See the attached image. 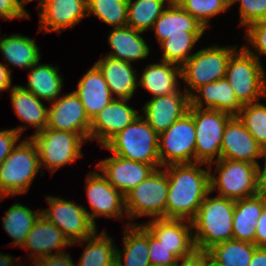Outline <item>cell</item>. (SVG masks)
I'll return each mask as SVG.
<instances>
[{
  "label": "cell",
  "instance_id": "obj_1",
  "mask_svg": "<svg viewBox=\"0 0 266 266\" xmlns=\"http://www.w3.org/2000/svg\"><path fill=\"white\" fill-rule=\"evenodd\" d=\"M203 163L171 164L165 166L169 190L165 206L166 219L192 221L210 192V169L203 170Z\"/></svg>",
  "mask_w": 266,
  "mask_h": 266
},
{
  "label": "cell",
  "instance_id": "obj_2",
  "mask_svg": "<svg viewBox=\"0 0 266 266\" xmlns=\"http://www.w3.org/2000/svg\"><path fill=\"white\" fill-rule=\"evenodd\" d=\"M209 192L201 203L197 215L191 221L196 250L206 252L213 245L233 239V215L235 201L225 197L209 198Z\"/></svg>",
  "mask_w": 266,
  "mask_h": 266
},
{
  "label": "cell",
  "instance_id": "obj_3",
  "mask_svg": "<svg viewBox=\"0 0 266 266\" xmlns=\"http://www.w3.org/2000/svg\"><path fill=\"white\" fill-rule=\"evenodd\" d=\"M265 74L258 54L243 46L239 53L236 50L231 55L225 77L243 106L266 97Z\"/></svg>",
  "mask_w": 266,
  "mask_h": 266
},
{
  "label": "cell",
  "instance_id": "obj_4",
  "mask_svg": "<svg viewBox=\"0 0 266 266\" xmlns=\"http://www.w3.org/2000/svg\"><path fill=\"white\" fill-rule=\"evenodd\" d=\"M159 135L139 115L132 123L111 138L103 147L113 154L155 169L161 166L158 152Z\"/></svg>",
  "mask_w": 266,
  "mask_h": 266
},
{
  "label": "cell",
  "instance_id": "obj_5",
  "mask_svg": "<svg viewBox=\"0 0 266 266\" xmlns=\"http://www.w3.org/2000/svg\"><path fill=\"white\" fill-rule=\"evenodd\" d=\"M29 139L17 144L0 165V200L26 193L40 169L37 146Z\"/></svg>",
  "mask_w": 266,
  "mask_h": 266
},
{
  "label": "cell",
  "instance_id": "obj_6",
  "mask_svg": "<svg viewBox=\"0 0 266 266\" xmlns=\"http://www.w3.org/2000/svg\"><path fill=\"white\" fill-rule=\"evenodd\" d=\"M237 46H210L200 49L181 66V79L190 87L189 96L203 85L224 78L231 55ZM192 89V91H191Z\"/></svg>",
  "mask_w": 266,
  "mask_h": 266
},
{
  "label": "cell",
  "instance_id": "obj_7",
  "mask_svg": "<svg viewBox=\"0 0 266 266\" xmlns=\"http://www.w3.org/2000/svg\"><path fill=\"white\" fill-rule=\"evenodd\" d=\"M168 190L167 172L155 169L124 196L126 215L129 219L139 216H154V219L165 218Z\"/></svg>",
  "mask_w": 266,
  "mask_h": 266
},
{
  "label": "cell",
  "instance_id": "obj_8",
  "mask_svg": "<svg viewBox=\"0 0 266 266\" xmlns=\"http://www.w3.org/2000/svg\"><path fill=\"white\" fill-rule=\"evenodd\" d=\"M30 137L37 146L40 167L44 165L53 173L82 157L81 145L88 140L83 134L51 128H45Z\"/></svg>",
  "mask_w": 266,
  "mask_h": 266
},
{
  "label": "cell",
  "instance_id": "obj_9",
  "mask_svg": "<svg viewBox=\"0 0 266 266\" xmlns=\"http://www.w3.org/2000/svg\"><path fill=\"white\" fill-rule=\"evenodd\" d=\"M196 131L195 163H203L211 167L220 159V148L223 132L232 115L214 109H201L190 106ZM217 155V160L214 157Z\"/></svg>",
  "mask_w": 266,
  "mask_h": 266
},
{
  "label": "cell",
  "instance_id": "obj_10",
  "mask_svg": "<svg viewBox=\"0 0 266 266\" xmlns=\"http://www.w3.org/2000/svg\"><path fill=\"white\" fill-rule=\"evenodd\" d=\"M214 164L219 176L210 174V192L217 188L218 196L234 201L257 194V164L222 158Z\"/></svg>",
  "mask_w": 266,
  "mask_h": 266
},
{
  "label": "cell",
  "instance_id": "obj_11",
  "mask_svg": "<svg viewBox=\"0 0 266 266\" xmlns=\"http://www.w3.org/2000/svg\"><path fill=\"white\" fill-rule=\"evenodd\" d=\"M195 144L194 119L192 114L187 112L166 131L159 134L158 152L161 167L195 163Z\"/></svg>",
  "mask_w": 266,
  "mask_h": 266
},
{
  "label": "cell",
  "instance_id": "obj_12",
  "mask_svg": "<svg viewBox=\"0 0 266 266\" xmlns=\"http://www.w3.org/2000/svg\"><path fill=\"white\" fill-rule=\"evenodd\" d=\"M46 197L50 207L41 210V214L63 232L71 245L81 244L97 230L84 206L49 195Z\"/></svg>",
  "mask_w": 266,
  "mask_h": 266
},
{
  "label": "cell",
  "instance_id": "obj_13",
  "mask_svg": "<svg viewBox=\"0 0 266 266\" xmlns=\"http://www.w3.org/2000/svg\"><path fill=\"white\" fill-rule=\"evenodd\" d=\"M142 225L179 260L190 257L197 251L192 235L191 221L153 218L149 223Z\"/></svg>",
  "mask_w": 266,
  "mask_h": 266
},
{
  "label": "cell",
  "instance_id": "obj_14",
  "mask_svg": "<svg viewBox=\"0 0 266 266\" xmlns=\"http://www.w3.org/2000/svg\"><path fill=\"white\" fill-rule=\"evenodd\" d=\"M86 178V193L92 213L87 215L96 226L95 217L123 218L125 197L98 172H89Z\"/></svg>",
  "mask_w": 266,
  "mask_h": 266
},
{
  "label": "cell",
  "instance_id": "obj_15",
  "mask_svg": "<svg viewBox=\"0 0 266 266\" xmlns=\"http://www.w3.org/2000/svg\"><path fill=\"white\" fill-rule=\"evenodd\" d=\"M91 119L75 92L52 101L46 128L83 134L89 140Z\"/></svg>",
  "mask_w": 266,
  "mask_h": 266
},
{
  "label": "cell",
  "instance_id": "obj_16",
  "mask_svg": "<svg viewBox=\"0 0 266 266\" xmlns=\"http://www.w3.org/2000/svg\"><path fill=\"white\" fill-rule=\"evenodd\" d=\"M265 151L247 131L237 116L226 124L220 148V158L258 164L257 158L263 157Z\"/></svg>",
  "mask_w": 266,
  "mask_h": 266
},
{
  "label": "cell",
  "instance_id": "obj_17",
  "mask_svg": "<svg viewBox=\"0 0 266 266\" xmlns=\"http://www.w3.org/2000/svg\"><path fill=\"white\" fill-rule=\"evenodd\" d=\"M191 105L188 93L180 90L169 95L154 97L143 107L142 117L159 135L166 131L173 123L183 117Z\"/></svg>",
  "mask_w": 266,
  "mask_h": 266
},
{
  "label": "cell",
  "instance_id": "obj_18",
  "mask_svg": "<svg viewBox=\"0 0 266 266\" xmlns=\"http://www.w3.org/2000/svg\"><path fill=\"white\" fill-rule=\"evenodd\" d=\"M128 99L114 98L91 120L89 140L96 138L104 146L140 114L126 104Z\"/></svg>",
  "mask_w": 266,
  "mask_h": 266
},
{
  "label": "cell",
  "instance_id": "obj_19",
  "mask_svg": "<svg viewBox=\"0 0 266 266\" xmlns=\"http://www.w3.org/2000/svg\"><path fill=\"white\" fill-rule=\"evenodd\" d=\"M98 169L107 181L124 196L145 180L155 168L117 155L101 160Z\"/></svg>",
  "mask_w": 266,
  "mask_h": 266
},
{
  "label": "cell",
  "instance_id": "obj_20",
  "mask_svg": "<svg viewBox=\"0 0 266 266\" xmlns=\"http://www.w3.org/2000/svg\"><path fill=\"white\" fill-rule=\"evenodd\" d=\"M39 7V29L46 32L59 33L87 16V0H44Z\"/></svg>",
  "mask_w": 266,
  "mask_h": 266
},
{
  "label": "cell",
  "instance_id": "obj_21",
  "mask_svg": "<svg viewBox=\"0 0 266 266\" xmlns=\"http://www.w3.org/2000/svg\"><path fill=\"white\" fill-rule=\"evenodd\" d=\"M70 245L71 243L64 236L63 232L41 214L35 221L32 230L25 238V242L22 247L37 254V256L32 254V258H30L35 261L46 256L66 253L60 249H64L65 246ZM55 249L57 252L52 254V250Z\"/></svg>",
  "mask_w": 266,
  "mask_h": 266
},
{
  "label": "cell",
  "instance_id": "obj_22",
  "mask_svg": "<svg viewBox=\"0 0 266 266\" xmlns=\"http://www.w3.org/2000/svg\"><path fill=\"white\" fill-rule=\"evenodd\" d=\"M195 94L190 96V106L204 109L206 104L205 109L219 110L232 116H237L242 109L226 77L201 86Z\"/></svg>",
  "mask_w": 266,
  "mask_h": 266
},
{
  "label": "cell",
  "instance_id": "obj_23",
  "mask_svg": "<svg viewBox=\"0 0 266 266\" xmlns=\"http://www.w3.org/2000/svg\"><path fill=\"white\" fill-rule=\"evenodd\" d=\"M95 65L102 72L112 97L114 93L119 99L130 100L138 87L136 71L132 64L122 60L106 57L98 60Z\"/></svg>",
  "mask_w": 266,
  "mask_h": 266
},
{
  "label": "cell",
  "instance_id": "obj_24",
  "mask_svg": "<svg viewBox=\"0 0 266 266\" xmlns=\"http://www.w3.org/2000/svg\"><path fill=\"white\" fill-rule=\"evenodd\" d=\"M77 87L74 92L91 120L114 99L102 72L95 64L80 79Z\"/></svg>",
  "mask_w": 266,
  "mask_h": 266
},
{
  "label": "cell",
  "instance_id": "obj_25",
  "mask_svg": "<svg viewBox=\"0 0 266 266\" xmlns=\"http://www.w3.org/2000/svg\"><path fill=\"white\" fill-rule=\"evenodd\" d=\"M265 206L266 198L258 194L235 201L233 239L254 244L258 219Z\"/></svg>",
  "mask_w": 266,
  "mask_h": 266
},
{
  "label": "cell",
  "instance_id": "obj_26",
  "mask_svg": "<svg viewBox=\"0 0 266 266\" xmlns=\"http://www.w3.org/2000/svg\"><path fill=\"white\" fill-rule=\"evenodd\" d=\"M141 33L144 32L135 30L128 25L114 27L108 36V43L114 52L107 54V56L129 63L145 59L150 50L141 37Z\"/></svg>",
  "mask_w": 266,
  "mask_h": 266
},
{
  "label": "cell",
  "instance_id": "obj_27",
  "mask_svg": "<svg viewBox=\"0 0 266 266\" xmlns=\"http://www.w3.org/2000/svg\"><path fill=\"white\" fill-rule=\"evenodd\" d=\"M167 7L152 27L159 43L169 38L170 35L185 34V31L206 30L199 21L186 12L175 0L168 3Z\"/></svg>",
  "mask_w": 266,
  "mask_h": 266
},
{
  "label": "cell",
  "instance_id": "obj_28",
  "mask_svg": "<svg viewBox=\"0 0 266 266\" xmlns=\"http://www.w3.org/2000/svg\"><path fill=\"white\" fill-rule=\"evenodd\" d=\"M178 77V78H177ZM181 78V67L175 64L162 61L161 63L150 64L145 68L138 86L141 85L154 97L169 95L178 92L177 79Z\"/></svg>",
  "mask_w": 266,
  "mask_h": 266
},
{
  "label": "cell",
  "instance_id": "obj_29",
  "mask_svg": "<svg viewBox=\"0 0 266 266\" xmlns=\"http://www.w3.org/2000/svg\"><path fill=\"white\" fill-rule=\"evenodd\" d=\"M124 253L116 249L118 266H148L149 231L142 224H127L123 235ZM124 257V263L121 261Z\"/></svg>",
  "mask_w": 266,
  "mask_h": 266
},
{
  "label": "cell",
  "instance_id": "obj_30",
  "mask_svg": "<svg viewBox=\"0 0 266 266\" xmlns=\"http://www.w3.org/2000/svg\"><path fill=\"white\" fill-rule=\"evenodd\" d=\"M10 92L11 103L18 118L36 128V133L44 130L48 122L49 108L22 86H13Z\"/></svg>",
  "mask_w": 266,
  "mask_h": 266
},
{
  "label": "cell",
  "instance_id": "obj_31",
  "mask_svg": "<svg viewBox=\"0 0 266 266\" xmlns=\"http://www.w3.org/2000/svg\"><path fill=\"white\" fill-rule=\"evenodd\" d=\"M38 64L39 62L30 68L28 87H22L32 92L39 99L48 102L55 101L59 97L63 86V79L58 73L59 69L50 64Z\"/></svg>",
  "mask_w": 266,
  "mask_h": 266
},
{
  "label": "cell",
  "instance_id": "obj_32",
  "mask_svg": "<svg viewBox=\"0 0 266 266\" xmlns=\"http://www.w3.org/2000/svg\"><path fill=\"white\" fill-rule=\"evenodd\" d=\"M0 50L11 65L30 69L40 60V51L32 38L13 34L0 39Z\"/></svg>",
  "mask_w": 266,
  "mask_h": 266
},
{
  "label": "cell",
  "instance_id": "obj_33",
  "mask_svg": "<svg viewBox=\"0 0 266 266\" xmlns=\"http://www.w3.org/2000/svg\"><path fill=\"white\" fill-rule=\"evenodd\" d=\"M256 248L253 243L230 239L213 245L206 253L218 266H249Z\"/></svg>",
  "mask_w": 266,
  "mask_h": 266
},
{
  "label": "cell",
  "instance_id": "obj_34",
  "mask_svg": "<svg viewBox=\"0 0 266 266\" xmlns=\"http://www.w3.org/2000/svg\"><path fill=\"white\" fill-rule=\"evenodd\" d=\"M40 215L41 211H33L19 203L8 208L2 221L5 231L13 239L12 245L14 247L23 246L25 238Z\"/></svg>",
  "mask_w": 266,
  "mask_h": 266
},
{
  "label": "cell",
  "instance_id": "obj_35",
  "mask_svg": "<svg viewBox=\"0 0 266 266\" xmlns=\"http://www.w3.org/2000/svg\"><path fill=\"white\" fill-rule=\"evenodd\" d=\"M95 231L83 242L88 244L82 253L79 266H112L116 262V246L112 238L107 237L106 232L96 235Z\"/></svg>",
  "mask_w": 266,
  "mask_h": 266
},
{
  "label": "cell",
  "instance_id": "obj_36",
  "mask_svg": "<svg viewBox=\"0 0 266 266\" xmlns=\"http://www.w3.org/2000/svg\"><path fill=\"white\" fill-rule=\"evenodd\" d=\"M172 0H128L127 25L144 32L152 29L154 22L165 10V2Z\"/></svg>",
  "mask_w": 266,
  "mask_h": 266
},
{
  "label": "cell",
  "instance_id": "obj_37",
  "mask_svg": "<svg viewBox=\"0 0 266 266\" xmlns=\"http://www.w3.org/2000/svg\"><path fill=\"white\" fill-rule=\"evenodd\" d=\"M203 33L204 31H185V34L170 35L160 43L163 49L162 61L181 67L192 56L189 53Z\"/></svg>",
  "mask_w": 266,
  "mask_h": 266
},
{
  "label": "cell",
  "instance_id": "obj_38",
  "mask_svg": "<svg viewBox=\"0 0 266 266\" xmlns=\"http://www.w3.org/2000/svg\"><path fill=\"white\" fill-rule=\"evenodd\" d=\"M128 0H87V16L94 14L112 27L127 25Z\"/></svg>",
  "mask_w": 266,
  "mask_h": 266
},
{
  "label": "cell",
  "instance_id": "obj_39",
  "mask_svg": "<svg viewBox=\"0 0 266 266\" xmlns=\"http://www.w3.org/2000/svg\"><path fill=\"white\" fill-rule=\"evenodd\" d=\"M237 117L266 152V105L259 101L245 104Z\"/></svg>",
  "mask_w": 266,
  "mask_h": 266
},
{
  "label": "cell",
  "instance_id": "obj_40",
  "mask_svg": "<svg viewBox=\"0 0 266 266\" xmlns=\"http://www.w3.org/2000/svg\"><path fill=\"white\" fill-rule=\"evenodd\" d=\"M186 12L199 21L204 28L209 19L229 8L224 0H175Z\"/></svg>",
  "mask_w": 266,
  "mask_h": 266
},
{
  "label": "cell",
  "instance_id": "obj_41",
  "mask_svg": "<svg viewBox=\"0 0 266 266\" xmlns=\"http://www.w3.org/2000/svg\"><path fill=\"white\" fill-rule=\"evenodd\" d=\"M240 2V23L244 27L266 21V0H237Z\"/></svg>",
  "mask_w": 266,
  "mask_h": 266
},
{
  "label": "cell",
  "instance_id": "obj_42",
  "mask_svg": "<svg viewBox=\"0 0 266 266\" xmlns=\"http://www.w3.org/2000/svg\"><path fill=\"white\" fill-rule=\"evenodd\" d=\"M150 263L175 266L179 259L149 232Z\"/></svg>",
  "mask_w": 266,
  "mask_h": 266
},
{
  "label": "cell",
  "instance_id": "obj_43",
  "mask_svg": "<svg viewBox=\"0 0 266 266\" xmlns=\"http://www.w3.org/2000/svg\"><path fill=\"white\" fill-rule=\"evenodd\" d=\"M25 130L26 127L24 125L14 129L0 131V165L10 155Z\"/></svg>",
  "mask_w": 266,
  "mask_h": 266
},
{
  "label": "cell",
  "instance_id": "obj_44",
  "mask_svg": "<svg viewBox=\"0 0 266 266\" xmlns=\"http://www.w3.org/2000/svg\"><path fill=\"white\" fill-rule=\"evenodd\" d=\"M246 31L247 40L260 54L266 55V21L252 23Z\"/></svg>",
  "mask_w": 266,
  "mask_h": 266
},
{
  "label": "cell",
  "instance_id": "obj_45",
  "mask_svg": "<svg viewBox=\"0 0 266 266\" xmlns=\"http://www.w3.org/2000/svg\"><path fill=\"white\" fill-rule=\"evenodd\" d=\"M0 17L6 20L29 18L21 0H0Z\"/></svg>",
  "mask_w": 266,
  "mask_h": 266
},
{
  "label": "cell",
  "instance_id": "obj_46",
  "mask_svg": "<svg viewBox=\"0 0 266 266\" xmlns=\"http://www.w3.org/2000/svg\"><path fill=\"white\" fill-rule=\"evenodd\" d=\"M35 266H75L68 253L39 258L33 263Z\"/></svg>",
  "mask_w": 266,
  "mask_h": 266
},
{
  "label": "cell",
  "instance_id": "obj_47",
  "mask_svg": "<svg viewBox=\"0 0 266 266\" xmlns=\"http://www.w3.org/2000/svg\"><path fill=\"white\" fill-rule=\"evenodd\" d=\"M254 244L257 247H266V206L264 207L262 214L258 219Z\"/></svg>",
  "mask_w": 266,
  "mask_h": 266
},
{
  "label": "cell",
  "instance_id": "obj_48",
  "mask_svg": "<svg viewBox=\"0 0 266 266\" xmlns=\"http://www.w3.org/2000/svg\"><path fill=\"white\" fill-rule=\"evenodd\" d=\"M175 266H208V255L206 252L196 251L192 256L179 260Z\"/></svg>",
  "mask_w": 266,
  "mask_h": 266
},
{
  "label": "cell",
  "instance_id": "obj_49",
  "mask_svg": "<svg viewBox=\"0 0 266 266\" xmlns=\"http://www.w3.org/2000/svg\"><path fill=\"white\" fill-rule=\"evenodd\" d=\"M265 159L264 168L261 169L259 163L256 165L257 194L266 198V152L262 157Z\"/></svg>",
  "mask_w": 266,
  "mask_h": 266
},
{
  "label": "cell",
  "instance_id": "obj_50",
  "mask_svg": "<svg viewBox=\"0 0 266 266\" xmlns=\"http://www.w3.org/2000/svg\"><path fill=\"white\" fill-rule=\"evenodd\" d=\"M11 73L12 70L8 69L6 65L0 62V91L6 90L11 87Z\"/></svg>",
  "mask_w": 266,
  "mask_h": 266
},
{
  "label": "cell",
  "instance_id": "obj_51",
  "mask_svg": "<svg viewBox=\"0 0 266 266\" xmlns=\"http://www.w3.org/2000/svg\"><path fill=\"white\" fill-rule=\"evenodd\" d=\"M249 266H266V247H257Z\"/></svg>",
  "mask_w": 266,
  "mask_h": 266
},
{
  "label": "cell",
  "instance_id": "obj_52",
  "mask_svg": "<svg viewBox=\"0 0 266 266\" xmlns=\"http://www.w3.org/2000/svg\"><path fill=\"white\" fill-rule=\"evenodd\" d=\"M14 263L10 255L0 253V266H14Z\"/></svg>",
  "mask_w": 266,
  "mask_h": 266
},
{
  "label": "cell",
  "instance_id": "obj_53",
  "mask_svg": "<svg viewBox=\"0 0 266 266\" xmlns=\"http://www.w3.org/2000/svg\"><path fill=\"white\" fill-rule=\"evenodd\" d=\"M32 0H21L22 5L25 6L28 2H31ZM44 0H39V4L40 5Z\"/></svg>",
  "mask_w": 266,
  "mask_h": 266
},
{
  "label": "cell",
  "instance_id": "obj_54",
  "mask_svg": "<svg viewBox=\"0 0 266 266\" xmlns=\"http://www.w3.org/2000/svg\"><path fill=\"white\" fill-rule=\"evenodd\" d=\"M227 5L230 7L231 5H233L235 2H237V0H224Z\"/></svg>",
  "mask_w": 266,
  "mask_h": 266
},
{
  "label": "cell",
  "instance_id": "obj_55",
  "mask_svg": "<svg viewBox=\"0 0 266 266\" xmlns=\"http://www.w3.org/2000/svg\"><path fill=\"white\" fill-rule=\"evenodd\" d=\"M208 266H218L217 264H215L214 262H212L208 256Z\"/></svg>",
  "mask_w": 266,
  "mask_h": 266
},
{
  "label": "cell",
  "instance_id": "obj_56",
  "mask_svg": "<svg viewBox=\"0 0 266 266\" xmlns=\"http://www.w3.org/2000/svg\"><path fill=\"white\" fill-rule=\"evenodd\" d=\"M148 266H166V265H159V264L150 263Z\"/></svg>",
  "mask_w": 266,
  "mask_h": 266
}]
</instances>
